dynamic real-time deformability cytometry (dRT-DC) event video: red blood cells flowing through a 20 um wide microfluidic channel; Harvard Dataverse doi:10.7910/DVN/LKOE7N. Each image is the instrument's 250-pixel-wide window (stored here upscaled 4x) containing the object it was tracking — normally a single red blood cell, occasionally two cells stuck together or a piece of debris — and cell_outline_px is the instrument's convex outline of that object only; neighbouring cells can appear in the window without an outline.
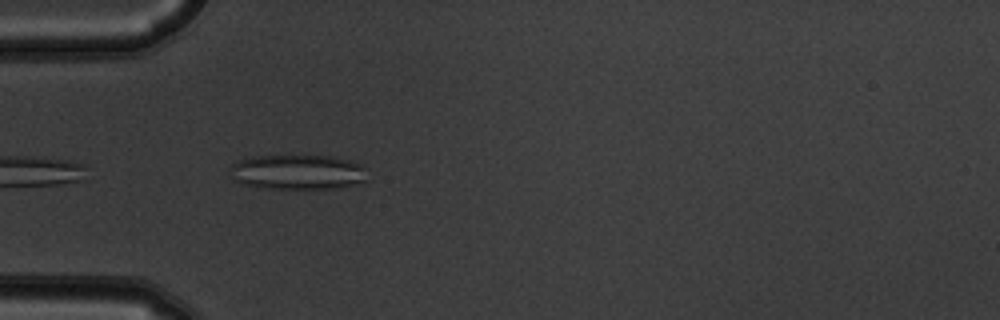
{"species": "common noctule bat (a hibernating species)", "species_latin": "Nyctalus noctula", "temperature_condition": "warm", "stored_images_in_passage": 6, "camera_frame_rate_fps": 3000, "um_per_image_px": 0.085, "animal": {"sex": "male", "body_mass_g": 19.5, "forearm_length_mm": 54.6}, "frame": {"image": 1, "passage_image": 5, "time_ms": 1.333, "image_size_px": [1000, 320], "cell_outline_px": [[364, 180], [332, 188], [264, 188], [240, 184], [232, 180], [228, 168], [232, 164], [240, 160], [252, 156], [332, 156], [364, 164]], "centroid_in_image_um": [25.18, 14.61], "position_along_channel_um": 59.8, "area_um2": 27.69}}
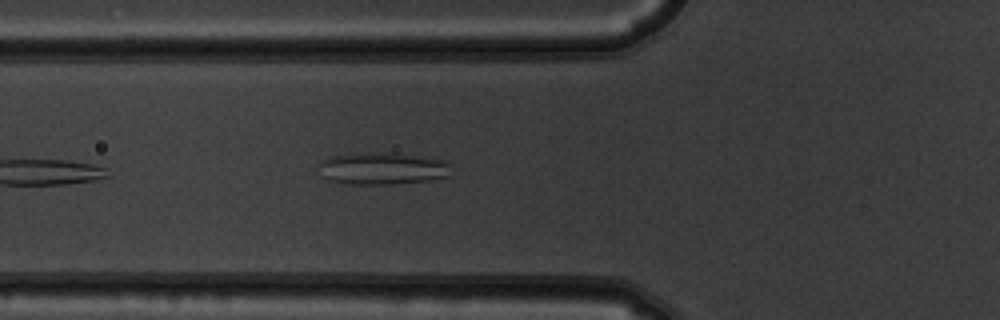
{"frame": {"image": 2, "passage_image": 6, "time_ms": 1.667, "image_size_px": [1000, 320], "cell_outline_px": [[452, 164], [448, 176], [428, 180], [392, 184], [348, 184], [328, 180], [320, 176], [320, 164], [328, 156], [432, 156], [448, 160]], "centroid_in_image_um": [32.59, 14.38], "position_along_channel_um": 93.2, "area_um2": 23.64}}